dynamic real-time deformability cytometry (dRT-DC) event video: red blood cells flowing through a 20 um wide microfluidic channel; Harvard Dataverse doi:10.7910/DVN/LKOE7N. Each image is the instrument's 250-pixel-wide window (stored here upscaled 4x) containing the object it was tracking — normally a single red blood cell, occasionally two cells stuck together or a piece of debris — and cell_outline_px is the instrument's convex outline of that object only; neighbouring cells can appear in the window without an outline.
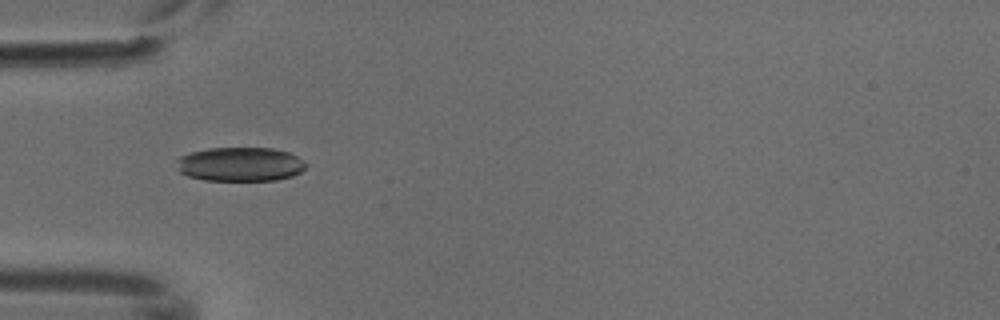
{"species": "common noctule bat (a hibernating species)", "species_latin": "Nyctalus noctula", "temperature_condition": "cold", "stored_images_in_passage": 4, "camera_frame_rate_fps": 3000, "um_per_image_px": 0.085, "animal": {"sex": "male", "body_mass_g": 18.8}, "frame": {"image": 1, "passage_image": 3, "time_ms": 0.667, "image_size_px": [1000, 320], "cell_outline_px": [[308, 164], [300, 172], [292, 176], [276, 180], [204, 180], [188, 176], [180, 172], [176, 160], [180, 156], [192, 152], [208, 148], [272, 148], [288, 152], [304, 160]], "centroid_in_image_um": [20.43, 13.96], "position_along_channel_um": 64.6, "area_um2": 25.66}}
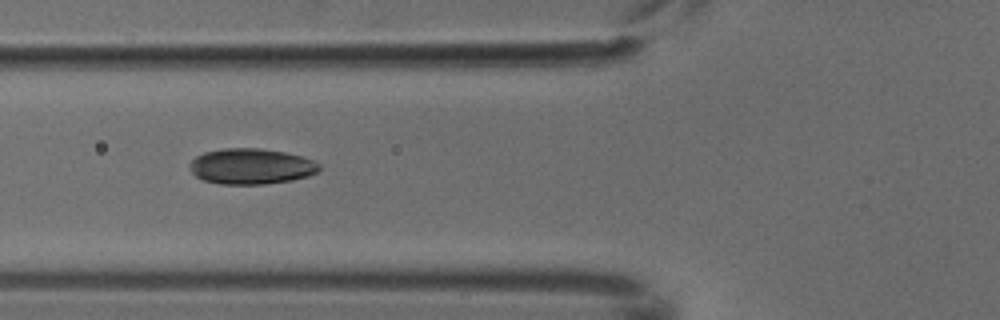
{"frame": {"image": 2, "passage_image": 4, "time_ms": 1.0, "image_size_px": [1000, 320], "cell_outline_px": [[320, 168], [316, 172], [308, 176], [292, 180], [264, 184], [220, 184], [204, 180], [196, 176], [188, 168], [188, 164], [196, 156], [204, 152], [224, 148], [260, 148], [284, 152], [300, 156], [312, 160], [320, 164]], "centroid_in_image_um": [21.32, 14.14], "position_along_channel_um": 104.5, "area_um2": 26.93}}